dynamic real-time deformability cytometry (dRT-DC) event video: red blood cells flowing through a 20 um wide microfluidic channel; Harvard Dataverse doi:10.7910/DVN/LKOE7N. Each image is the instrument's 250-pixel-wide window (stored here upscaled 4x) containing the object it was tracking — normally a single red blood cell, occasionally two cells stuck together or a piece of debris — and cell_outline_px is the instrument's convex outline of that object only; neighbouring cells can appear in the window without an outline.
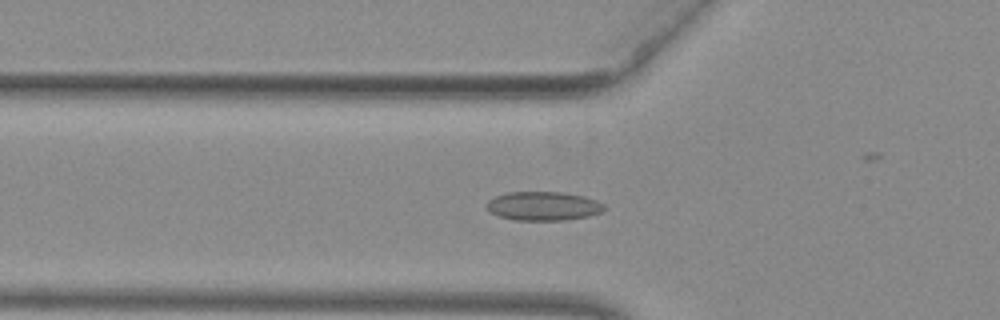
{"species": "common noctule bat (a hibernating species)", "species_latin": "Nyctalus noctula", "temperature_condition": "warm", "stored_images_in_passage": 46, "camera_frame_rate_fps": 3000, "um_per_image_px": 0.085, "animal": {"sex": "female", "body_mass_g": 29.2, "forearm_length_mm": 56.3}, "frame": {"image": 1, "passage_image": 20, "time_ms": 6.333, "image_size_px": [1000, 320], "cell_outline_px": [[604, 208], [600, 212], [588, 216], [564, 220], [516, 220], [500, 216], [492, 212], [488, 208], [488, 200], [496, 196], [508, 192], [564, 192], [584, 196], [596, 200], [604, 204]], "centroid_in_image_um": [46.21, 17.5], "position_along_channel_um": 79.6, "area_um2": 19.54}}
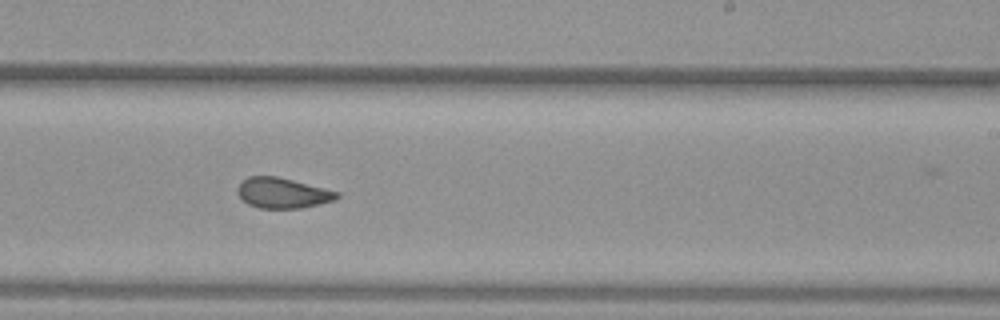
{"frame": {"image": 2, "passage_image": 34, "time_ms": 11.0, "image_size_px": [1000, 320], "cell_outline_px": [[340, 196], [336, 200], [320, 204], [300, 208], [260, 208], [248, 204], [236, 192], [236, 188], [248, 176], [276, 176], [340, 192]], "centroid_in_image_um": [24.04, 16.41], "position_along_channel_um": 265.0, "area_um2": 17.51}}
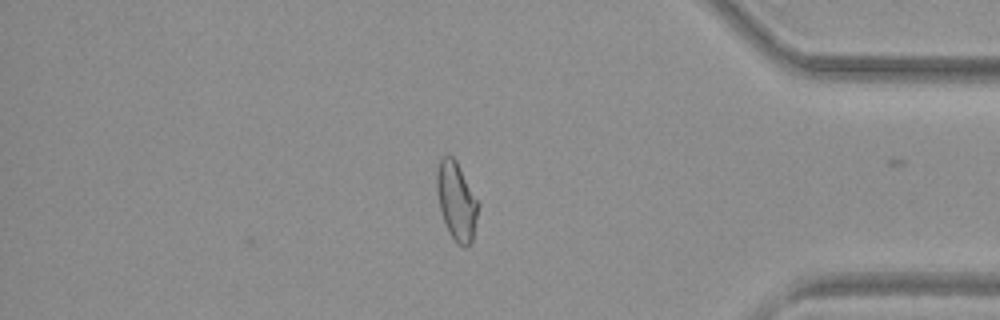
{"frame": {"image": 3, "passage_image": 46, "time_ms": 15.0, "image_size_px": [1000, 320], "cell_outline_px": [[480, 204], [472, 244], [464, 248], [456, 244], [448, 232], [440, 212], [436, 188], [436, 172], [440, 156], [452, 156], [456, 160]], "centroid_in_image_um": [38.8, 17.13], "position_along_channel_um": 396.4, "area_um2": 19.36}, "authors_computed_cell_mechanics": {"area_um2": 18.785, "velocity_mm_per_s": 3.9605, "shape_relaxation_time_tau1_ms": null, "shape_relaxation_time_tau2_ms": 1.4721, "deformation_change_tau1": null, "deformation_change_tau2": 0.0732}}